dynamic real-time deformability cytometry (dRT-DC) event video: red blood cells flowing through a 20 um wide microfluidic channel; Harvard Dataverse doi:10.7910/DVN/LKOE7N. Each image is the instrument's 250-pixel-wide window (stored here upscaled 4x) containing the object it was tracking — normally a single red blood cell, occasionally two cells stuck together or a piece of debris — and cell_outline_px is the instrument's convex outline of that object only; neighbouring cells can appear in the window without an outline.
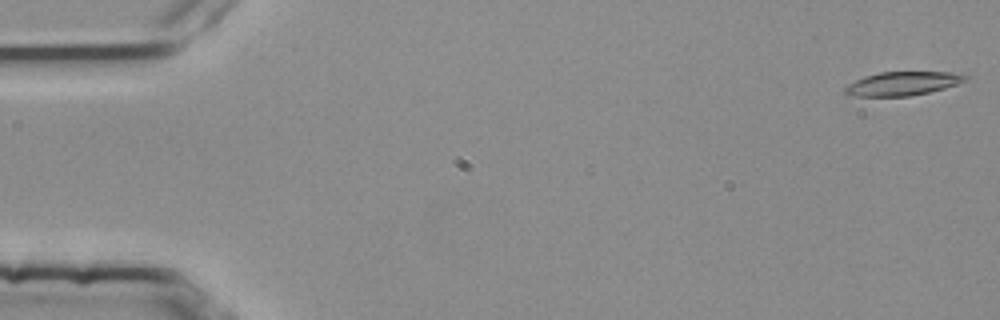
{"species": "common noctule bat (a hibernating species)", "species_latin": "Nyctalus noctula", "temperature_condition": "room temperature", "stored_images_in_passage": 56, "camera_frame_rate_fps": 3000, "um_per_image_px": 0.085, "animal": {"sex": "female", "body_mass_g": 25.1}, "frame": {"image": 1, "passage_image": 1, "time_ms": 0.0, "image_size_px": [1000, 320], "cell_outline_px": [[972, 76], [956, 84], [944, 88], [928, 92], [908, 96], [848, 96], [844, 92], [844, 88], [848, 84], [864, 76], [880, 72], [952, 72]], "centroid_in_image_um": [76.69, 7.1], "position_along_channel_um": 8.3, "area_um2": 16.59}}
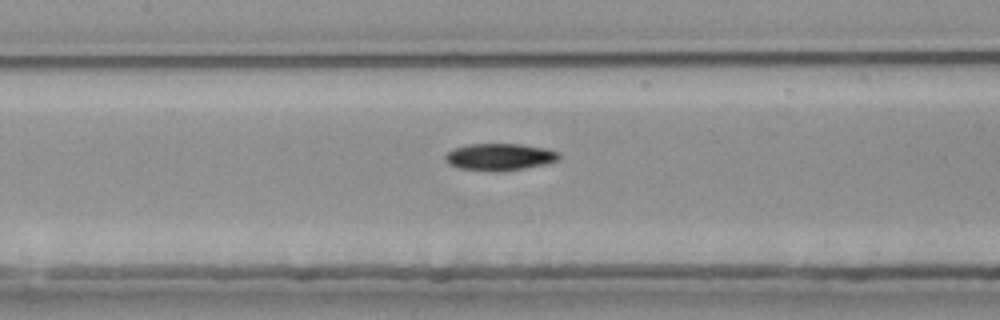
{"frame": {"image": 2, "passage_image": 27, "time_ms": 8.667, "image_size_px": [1000, 320], "cell_outline_px": [[560, 160], [544, 164], [524, 168], [460, 168], [448, 164], [444, 160], [444, 156], [452, 148], [468, 144], [520, 144], [548, 148], [560, 152]], "centroid_in_image_um": [42.5, 13.27], "position_along_channel_um": 164.9, "area_um2": 17.17}}
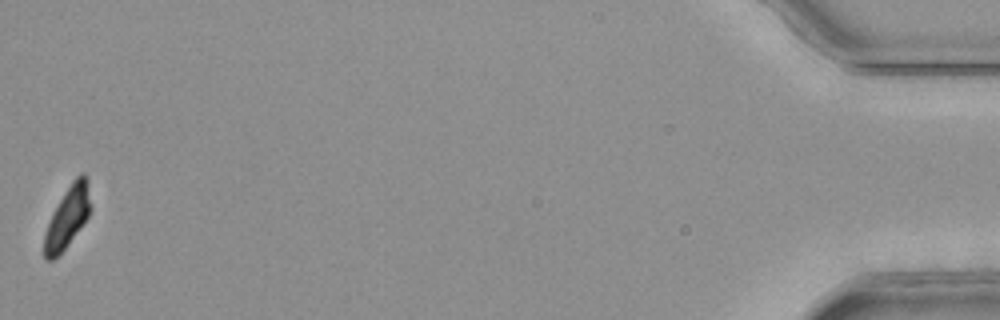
{"frame": {"image": 3, "passage_image": 56, "time_ms": 18.333, "image_size_px": [1000, 320], "cell_outline_px": [[92, 208], [88, 216], [68, 244], [52, 260], [44, 260], [44, 232], [60, 200], [72, 180], [80, 172], [84, 172], [88, 180]], "centroid_in_image_um": [5.77, 18.41], "position_along_channel_um": 429.4, "area_um2": 16.24}, "authors_computed_cell_mechanics": {"area_um2": 17.629, "velocity_mm_per_s": 3.7752, "shape_relaxation_time_tau1_ms": 10.332, "shape_relaxation_time_tau2_ms": null, "deformation_change_tau1": 0.2233, "deformation_change_tau2": null}}